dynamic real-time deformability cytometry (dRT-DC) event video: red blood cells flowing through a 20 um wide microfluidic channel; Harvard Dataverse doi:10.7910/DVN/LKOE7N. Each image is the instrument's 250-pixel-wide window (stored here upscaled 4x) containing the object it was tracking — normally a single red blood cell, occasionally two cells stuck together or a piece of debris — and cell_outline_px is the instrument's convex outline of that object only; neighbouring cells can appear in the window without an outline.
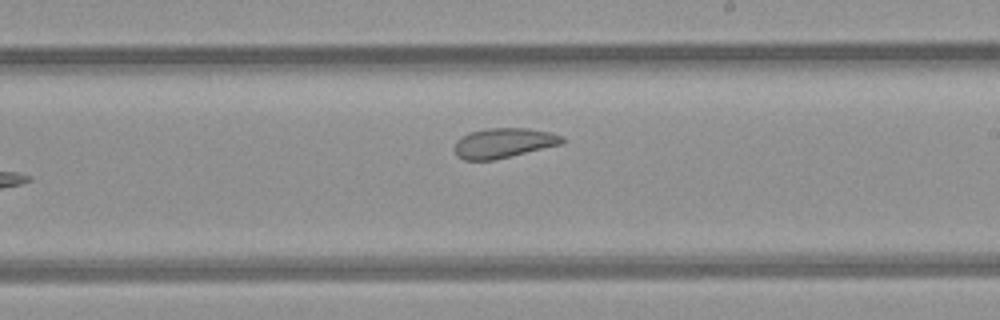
{"species": "common noctule bat (a hibernating species)", "species_latin": "Nyctalus noctula", "temperature_condition": "room temperature", "stored_images_in_passage": 8, "camera_frame_rate_fps": 3000, "um_per_image_px": 0.085, "animal": {"sex": "female", "body_mass_g": 21.9}, "frame": {"image": 1, "passage_image": 8, "time_ms": 9.0, "image_size_px": [1000, 320], "cell_outline_px": [[564, 144], [492, 160], [464, 160], [456, 156], [452, 148], [456, 140], [460, 136], [468, 132], [488, 128], [528, 128], [548, 132], [564, 136]], "centroid_in_image_um": [42.76, 12.15], "position_along_channel_um": 246.2, "area_um2": 19.02}}